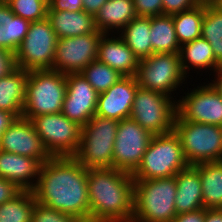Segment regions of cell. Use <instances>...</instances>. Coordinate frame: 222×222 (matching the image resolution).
Here are the masks:
<instances>
[{
    "instance_id": "d6a6232c",
    "label": "cell",
    "mask_w": 222,
    "mask_h": 222,
    "mask_svg": "<svg viewBox=\"0 0 222 222\" xmlns=\"http://www.w3.org/2000/svg\"><path fill=\"white\" fill-rule=\"evenodd\" d=\"M12 12L30 22L47 18L50 0H7Z\"/></svg>"
},
{
    "instance_id": "44dd1931",
    "label": "cell",
    "mask_w": 222,
    "mask_h": 222,
    "mask_svg": "<svg viewBox=\"0 0 222 222\" xmlns=\"http://www.w3.org/2000/svg\"><path fill=\"white\" fill-rule=\"evenodd\" d=\"M177 215L203 209L202 184L198 169L194 165L179 171L175 175Z\"/></svg>"
},
{
    "instance_id": "bcb514c9",
    "label": "cell",
    "mask_w": 222,
    "mask_h": 222,
    "mask_svg": "<svg viewBox=\"0 0 222 222\" xmlns=\"http://www.w3.org/2000/svg\"><path fill=\"white\" fill-rule=\"evenodd\" d=\"M211 4L222 12V0H214Z\"/></svg>"
},
{
    "instance_id": "9a60e30c",
    "label": "cell",
    "mask_w": 222,
    "mask_h": 222,
    "mask_svg": "<svg viewBox=\"0 0 222 222\" xmlns=\"http://www.w3.org/2000/svg\"><path fill=\"white\" fill-rule=\"evenodd\" d=\"M0 150L37 158L41 163L51 158L32 121L23 116L15 118L3 131L0 138Z\"/></svg>"
},
{
    "instance_id": "603a6c76",
    "label": "cell",
    "mask_w": 222,
    "mask_h": 222,
    "mask_svg": "<svg viewBox=\"0 0 222 222\" xmlns=\"http://www.w3.org/2000/svg\"><path fill=\"white\" fill-rule=\"evenodd\" d=\"M179 59L184 74L189 78L191 69H198L200 72L214 73L222 65L216 60L213 49L206 39L197 38L191 42L182 44L179 49ZM193 67V68H192ZM213 71V72H212Z\"/></svg>"
},
{
    "instance_id": "2e32d148",
    "label": "cell",
    "mask_w": 222,
    "mask_h": 222,
    "mask_svg": "<svg viewBox=\"0 0 222 222\" xmlns=\"http://www.w3.org/2000/svg\"><path fill=\"white\" fill-rule=\"evenodd\" d=\"M61 113L81 127L95 115L99 93L81 73L68 74Z\"/></svg>"
},
{
    "instance_id": "7402d4cb",
    "label": "cell",
    "mask_w": 222,
    "mask_h": 222,
    "mask_svg": "<svg viewBox=\"0 0 222 222\" xmlns=\"http://www.w3.org/2000/svg\"><path fill=\"white\" fill-rule=\"evenodd\" d=\"M28 71L16 67L0 78V110L21 117L26 98Z\"/></svg>"
},
{
    "instance_id": "d6986e66",
    "label": "cell",
    "mask_w": 222,
    "mask_h": 222,
    "mask_svg": "<svg viewBox=\"0 0 222 222\" xmlns=\"http://www.w3.org/2000/svg\"><path fill=\"white\" fill-rule=\"evenodd\" d=\"M117 35H102L98 44L97 59L123 76H135L139 66V59L126 45L124 40Z\"/></svg>"
},
{
    "instance_id": "ac0fdd59",
    "label": "cell",
    "mask_w": 222,
    "mask_h": 222,
    "mask_svg": "<svg viewBox=\"0 0 222 222\" xmlns=\"http://www.w3.org/2000/svg\"><path fill=\"white\" fill-rule=\"evenodd\" d=\"M41 165L37 158L0 150V178L13 182L21 190L34 189Z\"/></svg>"
},
{
    "instance_id": "8992f818",
    "label": "cell",
    "mask_w": 222,
    "mask_h": 222,
    "mask_svg": "<svg viewBox=\"0 0 222 222\" xmlns=\"http://www.w3.org/2000/svg\"><path fill=\"white\" fill-rule=\"evenodd\" d=\"M119 120L94 115L82 127L81 143L74 156L84 168H113V146Z\"/></svg>"
},
{
    "instance_id": "ffe728a7",
    "label": "cell",
    "mask_w": 222,
    "mask_h": 222,
    "mask_svg": "<svg viewBox=\"0 0 222 222\" xmlns=\"http://www.w3.org/2000/svg\"><path fill=\"white\" fill-rule=\"evenodd\" d=\"M47 19L58 39L96 32L95 16L86 11L60 10L49 5Z\"/></svg>"
},
{
    "instance_id": "4dcf8cb0",
    "label": "cell",
    "mask_w": 222,
    "mask_h": 222,
    "mask_svg": "<svg viewBox=\"0 0 222 222\" xmlns=\"http://www.w3.org/2000/svg\"><path fill=\"white\" fill-rule=\"evenodd\" d=\"M81 74L99 94L108 90L112 85L124 77L118 71L100 62L98 59L85 67Z\"/></svg>"
},
{
    "instance_id": "d590c367",
    "label": "cell",
    "mask_w": 222,
    "mask_h": 222,
    "mask_svg": "<svg viewBox=\"0 0 222 222\" xmlns=\"http://www.w3.org/2000/svg\"><path fill=\"white\" fill-rule=\"evenodd\" d=\"M163 14L174 15L189 10L200 2L198 0H162Z\"/></svg>"
},
{
    "instance_id": "f546056e",
    "label": "cell",
    "mask_w": 222,
    "mask_h": 222,
    "mask_svg": "<svg viewBox=\"0 0 222 222\" xmlns=\"http://www.w3.org/2000/svg\"><path fill=\"white\" fill-rule=\"evenodd\" d=\"M201 37L208 41L216 60L222 65V12L212 4H205Z\"/></svg>"
},
{
    "instance_id": "30bf717a",
    "label": "cell",
    "mask_w": 222,
    "mask_h": 222,
    "mask_svg": "<svg viewBox=\"0 0 222 222\" xmlns=\"http://www.w3.org/2000/svg\"><path fill=\"white\" fill-rule=\"evenodd\" d=\"M58 37L47 18L31 22L14 53L16 67L25 71L52 70Z\"/></svg>"
},
{
    "instance_id": "ab89813d",
    "label": "cell",
    "mask_w": 222,
    "mask_h": 222,
    "mask_svg": "<svg viewBox=\"0 0 222 222\" xmlns=\"http://www.w3.org/2000/svg\"><path fill=\"white\" fill-rule=\"evenodd\" d=\"M171 222H205V208L178 214Z\"/></svg>"
},
{
    "instance_id": "7a4b0ae2",
    "label": "cell",
    "mask_w": 222,
    "mask_h": 222,
    "mask_svg": "<svg viewBox=\"0 0 222 222\" xmlns=\"http://www.w3.org/2000/svg\"><path fill=\"white\" fill-rule=\"evenodd\" d=\"M90 222H131L134 179L115 168H88Z\"/></svg>"
},
{
    "instance_id": "f6af8a7d",
    "label": "cell",
    "mask_w": 222,
    "mask_h": 222,
    "mask_svg": "<svg viewBox=\"0 0 222 222\" xmlns=\"http://www.w3.org/2000/svg\"><path fill=\"white\" fill-rule=\"evenodd\" d=\"M12 10L6 2H0V26H3L7 17L12 14Z\"/></svg>"
},
{
    "instance_id": "ba28073f",
    "label": "cell",
    "mask_w": 222,
    "mask_h": 222,
    "mask_svg": "<svg viewBox=\"0 0 222 222\" xmlns=\"http://www.w3.org/2000/svg\"><path fill=\"white\" fill-rule=\"evenodd\" d=\"M177 99L163 93L138 87L134 96L130 119L152 135L174 131Z\"/></svg>"
},
{
    "instance_id": "6da1fadb",
    "label": "cell",
    "mask_w": 222,
    "mask_h": 222,
    "mask_svg": "<svg viewBox=\"0 0 222 222\" xmlns=\"http://www.w3.org/2000/svg\"><path fill=\"white\" fill-rule=\"evenodd\" d=\"M32 192L37 203L90 222L87 168L75 157H51L42 163Z\"/></svg>"
},
{
    "instance_id": "d4e9b609",
    "label": "cell",
    "mask_w": 222,
    "mask_h": 222,
    "mask_svg": "<svg viewBox=\"0 0 222 222\" xmlns=\"http://www.w3.org/2000/svg\"><path fill=\"white\" fill-rule=\"evenodd\" d=\"M200 174L205 209L222 208V160L194 165Z\"/></svg>"
},
{
    "instance_id": "3957f363",
    "label": "cell",
    "mask_w": 222,
    "mask_h": 222,
    "mask_svg": "<svg viewBox=\"0 0 222 222\" xmlns=\"http://www.w3.org/2000/svg\"><path fill=\"white\" fill-rule=\"evenodd\" d=\"M175 197V176L134 180L131 222H171L177 216Z\"/></svg>"
},
{
    "instance_id": "5bb4252c",
    "label": "cell",
    "mask_w": 222,
    "mask_h": 222,
    "mask_svg": "<svg viewBox=\"0 0 222 222\" xmlns=\"http://www.w3.org/2000/svg\"><path fill=\"white\" fill-rule=\"evenodd\" d=\"M207 82H203V85L199 83L190 92L185 91V96H178L177 117L184 121L222 127V97Z\"/></svg>"
},
{
    "instance_id": "74e56055",
    "label": "cell",
    "mask_w": 222,
    "mask_h": 222,
    "mask_svg": "<svg viewBox=\"0 0 222 222\" xmlns=\"http://www.w3.org/2000/svg\"><path fill=\"white\" fill-rule=\"evenodd\" d=\"M21 191L13 182L0 178V205L12 199Z\"/></svg>"
},
{
    "instance_id": "83f0119b",
    "label": "cell",
    "mask_w": 222,
    "mask_h": 222,
    "mask_svg": "<svg viewBox=\"0 0 222 222\" xmlns=\"http://www.w3.org/2000/svg\"><path fill=\"white\" fill-rule=\"evenodd\" d=\"M205 3L172 15L175 34L180 46L201 37L202 20L204 17Z\"/></svg>"
},
{
    "instance_id": "484cf974",
    "label": "cell",
    "mask_w": 222,
    "mask_h": 222,
    "mask_svg": "<svg viewBox=\"0 0 222 222\" xmlns=\"http://www.w3.org/2000/svg\"><path fill=\"white\" fill-rule=\"evenodd\" d=\"M118 35L140 60L152 55L150 41V17L136 16Z\"/></svg>"
},
{
    "instance_id": "f35d334b",
    "label": "cell",
    "mask_w": 222,
    "mask_h": 222,
    "mask_svg": "<svg viewBox=\"0 0 222 222\" xmlns=\"http://www.w3.org/2000/svg\"><path fill=\"white\" fill-rule=\"evenodd\" d=\"M50 4L60 10L82 11L83 2L82 0H50Z\"/></svg>"
},
{
    "instance_id": "277c9868",
    "label": "cell",
    "mask_w": 222,
    "mask_h": 222,
    "mask_svg": "<svg viewBox=\"0 0 222 222\" xmlns=\"http://www.w3.org/2000/svg\"><path fill=\"white\" fill-rule=\"evenodd\" d=\"M188 166L179 136L171 131L152 136L140 165L132 173V178L150 180L173 177Z\"/></svg>"
},
{
    "instance_id": "4fadbf2b",
    "label": "cell",
    "mask_w": 222,
    "mask_h": 222,
    "mask_svg": "<svg viewBox=\"0 0 222 222\" xmlns=\"http://www.w3.org/2000/svg\"><path fill=\"white\" fill-rule=\"evenodd\" d=\"M152 134L136 121H119L113 146V168L133 173L140 165Z\"/></svg>"
},
{
    "instance_id": "f1b7e54d",
    "label": "cell",
    "mask_w": 222,
    "mask_h": 222,
    "mask_svg": "<svg viewBox=\"0 0 222 222\" xmlns=\"http://www.w3.org/2000/svg\"><path fill=\"white\" fill-rule=\"evenodd\" d=\"M36 200L32 191L21 190L0 205V222H31Z\"/></svg>"
},
{
    "instance_id": "7c38bea8",
    "label": "cell",
    "mask_w": 222,
    "mask_h": 222,
    "mask_svg": "<svg viewBox=\"0 0 222 222\" xmlns=\"http://www.w3.org/2000/svg\"><path fill=\"white\" fill-rule=\"evenodd\" d=\"M103 33L97 30L86 35L57 40L52 70L65 75L81 73L98 57V44Z\"/></svg>"
},
{
    "instance_id": "4316f807",
    "label": "cell",
    "mask_w": 222,
    "mask_h": 222,
    "mask_svg": "<svg viewBox=\"0 0 222 222\" xmlns=\"http://www.w3.org/2000/svg\"><path fill=\"white\" fill-rule=\"evenodd\" d=\"M150 41L152 54L179 53L180 44L177 41L172 15L150 17Z\"/></svg>"
},
{
    "instance_id": "60d3db41",
    "label": "cell",
    "mask_w": 222,
    "mask_h": 222,
    "mask_svg": "<svg viewBox=\"0 0 222 222\" xmlns=\"http://www.w3.org/2000/svg\"><path fill=\"white\" fill-rule=\"evenodd\" d=\"M107 0H82L83 10L95 16Z\"/></svg>"
},
{
    "instance_id": "7bdbcfd3",
    "label": "cell",
    "mask_w": 222,
    "mask_h": 222,
    "mask_svg": "<svg viewBox=\"0 0 222 222\" xmlns=\"http://www.w3.org/2000/svg\"><path fill=\"white\" fill-rule=\"evenodd\" d=\"M205 222H222V210L205 209Z\"/></svg>"
},
{
    "instance_id": "b9f144b4",
    "label": "cell",
    "mask_w": 222,
    "mask_h": 222,
    "mask_svg": "<svg viewBox=\"0 0 222 222\" xmlns=\"http://www.w3.org/2000/svg\"><path fill=\"white\" fill-rule=\"evenodd\" d=\"M15 117L6 111L0 110V138L4 130H6Z\"/></svg>"
},
{
    "instance_id": "9c48e42d",
    "label": "cell",
    "mask_w": 222,
    "mask_h": 222,
    "mask_svg": "<svg viewBox=\"0 0 222 222\" xmlns=\"http://www.w3.org/2000/svg\"><path fill=\"white\" fill-rule=\"evenodd\" d=\"M135 77L139 87L163 93L173 99L177 89L181 91L179 88L187 84L179 53H154L140 60Z\"/></svg>"
},
{
    "instance_id": "5b68a950",
    "label": "cell",
    "mask_w": 222,
    "mask_h": 222,
    "mask_svg": "<svg viewBox=\"0 0 222 222\" xmlns=\"http://www.w3.org/2000/svg\"><path fill=\"white\" fill-rule=\"evenodd\" d=\"M66 79L67 75L54 70L28 71L22 116L31 120L35 116L60 113L67 91Z\"/></svg>"
},
{
    "instance_id": "ee69618b",
    "label": "cell",
    "mask_w": 222,
    "mask_h": 222,
    "mask_svg": "<svg viewBox=\"0 0 222 222\" xmlns=\"http://www.w3.org/2000/svg\"><path fill=\"white\" fill-rule=\"evenodd\" d=\"M215 76L214 79H211V82H209L213 88L220 94L222 97V68L217 69L214 74H209Z\"/></svg>"
},
{
    "instance_id": "836d02e7",
    "label": "cell",
    "mask_w": 222,
    "mask_h": 222,
    "mask_svg": "<svg viewBox=\"0 0 222 222\" xmlns=\"http://www.w3.org/2000/svg\"><path fill=\"white\" fill-rule=\"evenodd\" d=\"M31 222H82L78 218L49 208L43 204L35 203Z\"/></svg>"
},
{
    "instance_id": "52a82bcc",
    "label": "cell",
    "mask_w": 222,
    "mask_h": 222,
    "mask_svg": "<svg viewBox=\"0 0 222 222\" xmlns=\"http://www.w3.org/2000/svg\"><path fill=\"white\" fill-rule=\"evenodd\" d=\"M185 159L189 165L222 160V127L180 120L174 122Z\"/></svg>"
},
{
    "instance_id": "c3c4849f",
    "label": "cell",
    "mask_w": 222,
    "mask_h": 222,
    "mask_svg": "<svg viewBox=\"0 0 222 222\" xmlns=\"http://www.w3.org/2000/svg\"><path fill=\"white\" fill-rule=\"evenodd\" d=\"M2 30H1V27H0V49H2Z\"/></svg>"
},
{
    "instance_id": "7dc6e473",
    "label": "cell",
    "mask_w": 222,
    "mask_h": 222,
    "mask_svg": "<svg viewBox=\"0 0 222 222\" xmlns=\"http://www.w3.org/2000/svg\"><path fill=\"white\" fill-rule=\"evenodd\" d=\"M200 3L211 4L214 0H198Z\"/></svg>"
},
{
    "instance_id": "8d00e7d4",
    "label": "cell",
    "mask_w": 222,
    "mask_h": 222,
    "mask_svg": "<svg viewBox=\"0 0 222 222\" xmlns=\"http://www.w3.org/2000/svg\"><path fill=\"white\" fill-rule=\"evenodd\" d=\"M15 68L14 54L6 49H0V78L8 75Z\"/></svg>"
},
{
    "instance_id": "8fae6325",
    "label": "cell",
    "mask_w": 222,
    "mask_h": 222,
    "mask_svg": "<svg viewBox=\"0 0 222 222\" xmlns=\"http://www.w3.org/2000/svg\"><path fill=\"white\" fill-rule=\"evenodd\" d=\"M51 157H74L81 143L82 127L64 114H44L31 119Z\"/></svg>"
},
{
    "instance_id": "e0dca14e",
    "label": "cell",
    "mask_w": 222,
    "mask_h": 222,
    "mask_svg": "<svg viewBox=\"0 0 222 222\" xmlns=\"http://www.w3.org/2000/svg\"><path fill=\"white\" fill-rule=\"evenodd\" d=\"M139 87L135 76H124L98 95L95 115L121 121L130 117L134 96Z\"/></svg>"
},
{
    "instance_id": "e575fe53",
    "label": "cell",
    "mask_w": 222,
    "mask_h": 222,
    "mask_svg": "<svg viewBox=\"0 0 222 222\" xmlns=\"http://www.w3.org/2000/svg\"><path fill=\"white\" fill-rule=\"evenodd\" d=\"M137 16L154 17L163 15L162 0H133Z\"/></svg>"
},
{
    "instance_id": "cb8c5ba5",
    "label": "cell",
    "mask_w": 222,
    "mask_h": 222,
    "mask_svg": "<svg viewBox=\"0 0 222 222\" xmlns=\"http://www.w3.org/2000/svg\"><path fill=\"white\" fill-rule=\"evenodd\" d=\"M136 16L133 0H107L95 15L96 28L103 34H118Z\"/></svg>"
},
{
    "instance_id": "1f68e13d",
    "label": "cell",
    "mask_w": 222,
    "mask_h": 222,
    "mask_svg": "<svg viewBox=\"0 0 222 222\" xmlns=\"http://www.w3.org/2000/svg\"><path fill=\"white\" fill-rule=\"evenodd\" d=\"M31 22L12 13L1 27L2 49L13 54L17 51L29 30Z\"/></svg>"
}]
</instances>
